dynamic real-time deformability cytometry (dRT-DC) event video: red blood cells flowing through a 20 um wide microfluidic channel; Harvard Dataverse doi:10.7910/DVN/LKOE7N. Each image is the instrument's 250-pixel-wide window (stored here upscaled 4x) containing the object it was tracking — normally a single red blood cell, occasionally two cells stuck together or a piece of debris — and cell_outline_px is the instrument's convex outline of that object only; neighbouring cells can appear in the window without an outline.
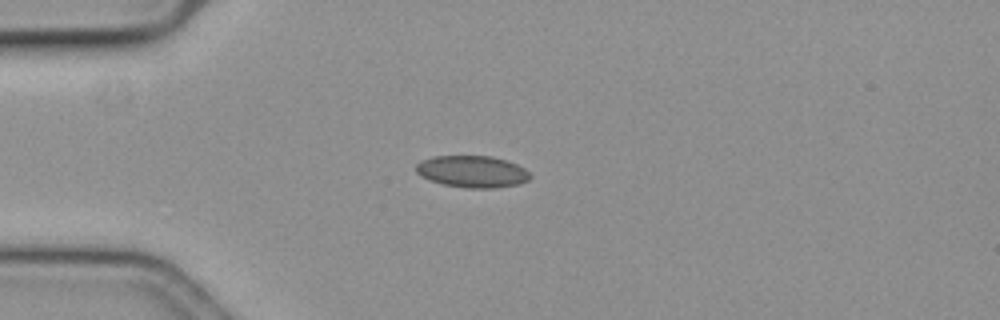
{"species": "common noctule bat (a hibernating species)", "species_latin": "Nyctalus noctula", "temperature_condition": "cold", "stored_images_in_passage": 43, "camera_frame_rate_fps": 3000, "um_per_image_px": 0.085, "animal": {"sex": "female", "body_mass_g": 19.3, "forearm_length_mm": 54.1}, "frame": {"image": 1, "passage_image": 1, "time_ms": 0.0, "image_size_px": [1000, 320], "cell_outline_px": [[532, 176], [528, 180], [520, 184], [496, 188], [464, 188], [440, 184], [428, 180], [420, 176], [416, 172], [416, 164], [420, 160], [432, 156], [492, 156], [516, 164], [524, 168]], "centroid_in_image_um": [40.1, 14.59], "position_along_channel_um": 44.9, "area_um2": 21.44}}
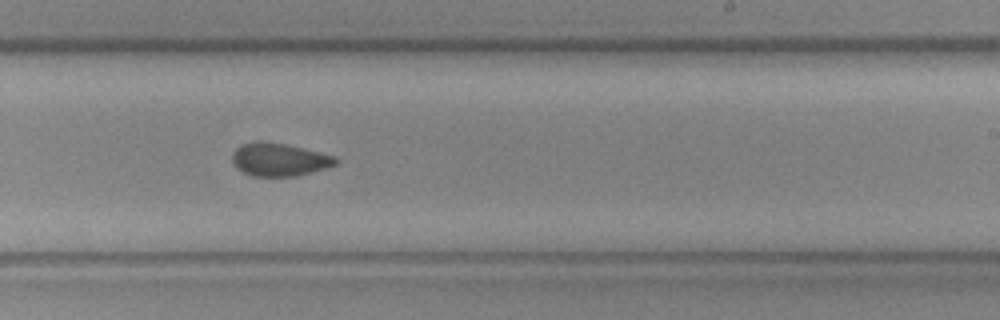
{"frame": {"image": 2, "passage_image": 21, "time_ms": 6.667, "image_size_px": [1000, 320], "cell_outline_px": [[340, 160], [336, 164], [324, 168], [296, 176], [252, 176], [236, 168], [232, 160], [232, 152], [240, 144], [256, 140], [264, 140], [284, 144], [336, 156]], "centroid_in_image_um": [23.69, 13.55], "position_along_channel_um": 265.3, "area_um2": 19.94}}
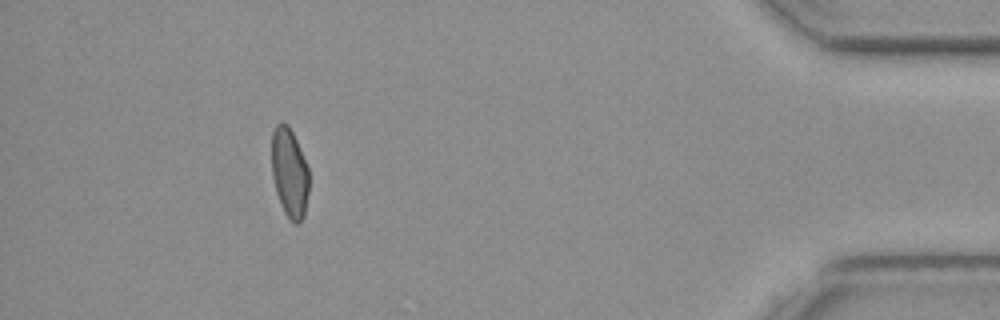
{"frame": {"image": 3, "passage_image": 38, "time_ms": 12.333, "image_size_px": [1000, 320], "cell_outline_px": [[308, 192], [304, 216], [300, 224], [292, 224], [288, 220], [284, 212], [276, 192], [272, 176], [272, 132], [276, 124], [288, 124], [296, 140], [308, 168]], "centroid_in_image_um": [24.6, 14.75], "position_along_channel_um": 410.6, "area_um2": 19.42}, "authors_computed_cell_mechanics": {"area_um2": 20.519, "velocity_mm_per_s": 3.6227, "shape_relaxation_time_tau1_ms": null, "shape_relaxation_time_tau2_ms": 3.4699, "deformation_change_tau1": null, "deformation_change_tau2": 0.0607}}